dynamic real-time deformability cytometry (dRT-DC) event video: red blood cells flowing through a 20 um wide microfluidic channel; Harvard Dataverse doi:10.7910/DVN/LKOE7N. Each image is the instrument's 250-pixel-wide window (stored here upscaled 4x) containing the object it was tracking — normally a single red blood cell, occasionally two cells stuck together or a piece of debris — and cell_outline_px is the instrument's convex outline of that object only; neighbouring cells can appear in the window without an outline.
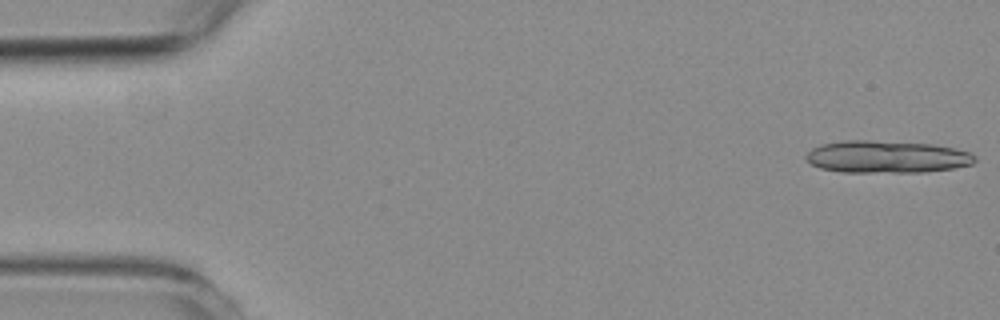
{"species": "common noctule bat (a hibernating species)", "species_latin": "Nyctalus noctula", "temperature_condition": "room temperature", "stored_images_in_passage": 14, "camera_frame_rate_fps": 3000, "um_per_image_px": 0.085, "animal": {"sex": "female", "body_mass_g": 19.3, "forearm_length_mm": 54.1}, "frame": {"image": 1, "passage_image": 1, "time_ms": 0.0, "image_size_px": [1000, 320], "cell_outline_px": [[976, 160], [972, 164], [952, 168], [924, 172], [844, 172], [820, 168], [812, 164], [804, 156], [812, 148], [820, 144], [844, 140], [872, 140], [936, 144], [956, 148], [972, 152], [976, 156]], "centroid_in_image_um": [75.4, 13.31], "position_along_channel_um": 9.6, "area_um2": 32.08}}